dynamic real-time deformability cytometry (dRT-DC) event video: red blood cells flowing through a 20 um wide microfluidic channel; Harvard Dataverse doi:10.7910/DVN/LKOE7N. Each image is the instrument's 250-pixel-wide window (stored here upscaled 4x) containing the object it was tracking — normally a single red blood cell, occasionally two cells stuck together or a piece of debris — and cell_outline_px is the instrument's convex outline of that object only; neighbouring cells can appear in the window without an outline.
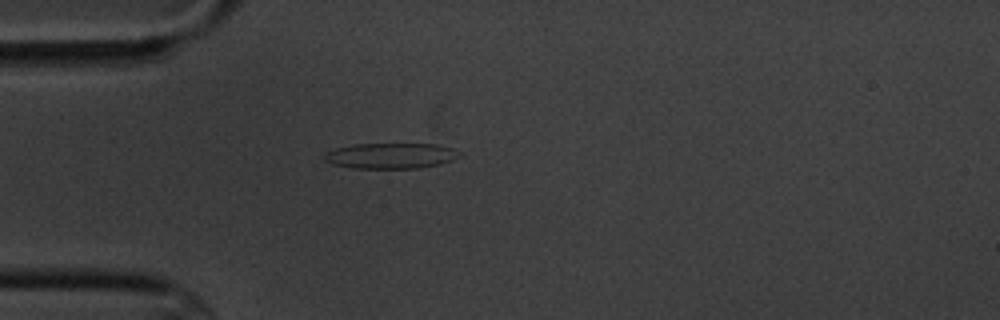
{"species": "common noctule bat (a hibernating species)", "species_latin": "Nyctalus noctula", "temperature_condition": "cold", "stored_images_in_passage": 2, "camera_frame_rate_fps": 3000, "um_per_image_px": 0.085, "animal": {"sex": "male", "body_mass_g": 20.1, "forearm_length_mm": 53.5}, "frame": {"image": 1, "passage_image": 2, "time_ms": 1.0, "image_size_px": [1000, 320], "cell_outline_px": [[460, 156], [452, 160], [440, 164], [416, 168], [352, 168], [332, 164], [324, 160], [324, 156], [328, 152], [336, 148], [356, 144], [436, 144], [452, 148], [460, 152]], "centroid_in_image_um": [33.23, 13.24], "position_along_channel_um": 51.8, "area_um2": 20.0}}